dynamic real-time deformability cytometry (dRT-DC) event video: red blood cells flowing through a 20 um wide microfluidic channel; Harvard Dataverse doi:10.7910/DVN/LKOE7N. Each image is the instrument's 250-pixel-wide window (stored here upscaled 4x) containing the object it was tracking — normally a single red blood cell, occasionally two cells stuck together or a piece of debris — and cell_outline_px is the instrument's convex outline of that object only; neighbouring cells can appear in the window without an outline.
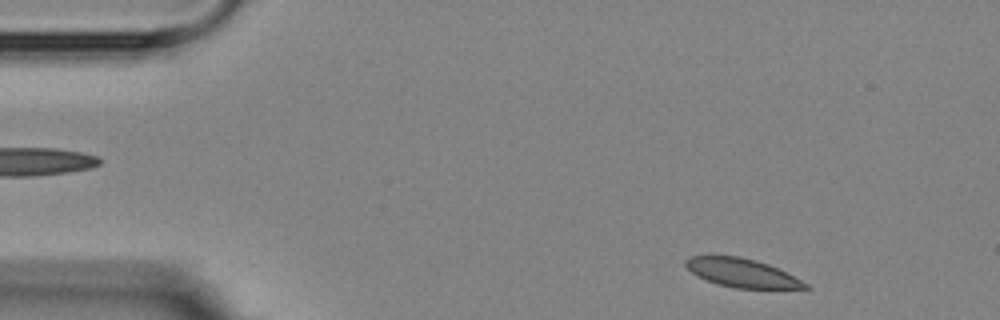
{"species": "Egyptian fruit bat (a non-hibernating species)", "species_latin": "Rousettus aegyptiacus", "temperature_condition": "room temperature", "stored_images_in_passage": 6, "camera_frame_rate_fps": 3000, "um_per_image_px": 0.085, "animal": {"sex": "female"}, "frame": {"image": 1, "passage_image": 6, "time_ms": 5.667, "image_size_px": [1000, 320], "cell_outline_px": [[812, 288], [732, 288], [716, 284], [696, 276], [684, 264], [684, 260], [688, 256], [740, 256], [756, 260], [768, 264], [808, 284]], "centroid_in_image_um": [62.99, 23.19], "position_along_channel_um": 22.0, "area_um2": 19.77}}